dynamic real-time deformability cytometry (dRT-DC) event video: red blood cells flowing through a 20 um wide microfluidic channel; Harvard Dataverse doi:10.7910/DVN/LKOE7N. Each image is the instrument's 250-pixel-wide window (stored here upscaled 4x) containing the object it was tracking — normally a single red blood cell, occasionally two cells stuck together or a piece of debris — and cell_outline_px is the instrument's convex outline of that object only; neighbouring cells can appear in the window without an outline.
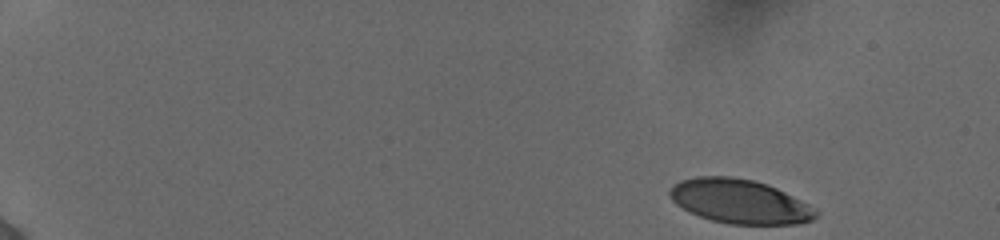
{"species": "human", "species_latin": "Homo sapiens", "temperature_condition": "cold", "stored_images_in_passage": 50, "camera_frame_rate_fps": 3000, "um_per_image_px": 0.085, "donor": {"sex": "female"}, "frame": {"image": 1, "passage_image": 1, "time_ms": 0.0, "image_size_px": [1000, 240], "cell_outline_px": [[820, 216], [812, 220], [796, 224], [728, 224], [712, 220], [688, 212], [676, 204], [672, 200], [668, 192], [672, 184], [680, 180], [696, 176], [732, 176], [752, 180], [768, 184], [816, 208], [820, 212]], "centroid_in_image_um": [62.87, 17.12], "position_along_channel_um": 22.1, "area_um2": 37.86}}
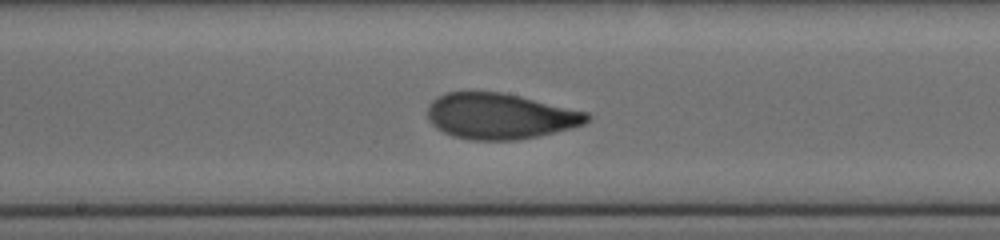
{"frame": {"image": 2, "passage_image": 27, "time_ms": 8.667, "image_size_px": [1000, 240], "cell_outline_px": [[592, 116], [584, 124], [572, 128], [536, 136], [516, 140], [472, 140], [452, 136], [436, 128], [428, 120], [428, 104], [432, 100], [448, 92], [500, 92], [520, 96], [588, 112]], "centroid_in_image_um": [42.5, 9.88], "position_along_channel_um": 205.7, "area_um2": 42.43}}
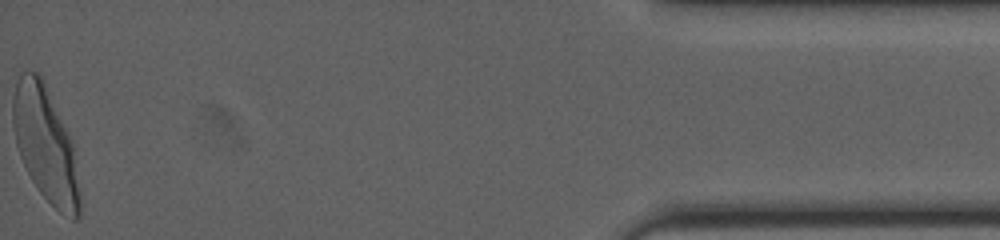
{"frame": {"image": 3, "passage_image": 50, "time_ms": 16.333, "image_size_px": [1000, 240], "cell_outline_px": [[80, 216], [76, 220], [72, 220], [60, 212], [40, 192], [32, 180], [20, 156], [16, 144], [12, 124], [12, 100], [16, 80], [24, 72], [36, 72], [44, 76], [72, 144], [80, 196]], "centroid_in_image_um": [3.84, 12.22], "position_along_channel_um": 431.4, "area_um2": 44.51}, "authors_computed_cell_mechanics": {"area_um2": 41.7605, "velocity_mm_per_s": 3.8728, "shape_relaxation_time_tau1_ms": 4.1736, "shape_relaxation_time_tau2_ms": 1.0373, "deformation_change_tau1": 0.1927, "deformation_change_tau2": 0.0639}}